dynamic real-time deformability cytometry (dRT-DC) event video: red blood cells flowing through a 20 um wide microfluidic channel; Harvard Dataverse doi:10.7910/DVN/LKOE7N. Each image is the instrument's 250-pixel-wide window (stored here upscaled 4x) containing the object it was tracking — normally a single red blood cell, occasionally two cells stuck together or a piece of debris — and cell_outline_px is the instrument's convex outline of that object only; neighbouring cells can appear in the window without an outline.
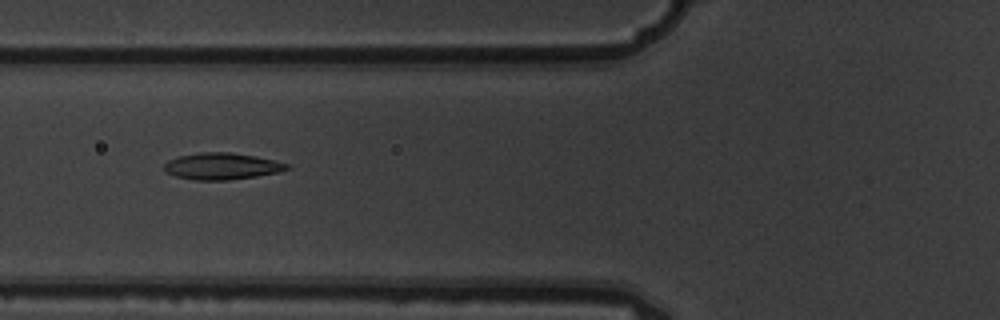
{"species": "common noctule bat (a hibernating species)", "species_latin": "Nyctalus noctula", "temperature_condition": "warm", "stored_images_in_passage": 10, "camera_frame_rate_fps": 3000, "um_per_image_px": 0.085, "animal": {"sex": "male", "body_mass_g": 19.5, "forearm_length_mm": 54.6}, "frame": {"image": 1, "passage_image": 6, "time_ms": 1.667, "image_size_px": [1000, 320], "cell_outline_px": [[292, 168], [280, 172], [256, 176], [228, 180], [196, 180], [176, 176], [168, 172], [164, 168], [164, 164], [168, 160], [180, 156], [200, 152], [232, 152], [256, 156], [292, 164]], "centroid_in_image_um": [18.93, 14.12], "position_along_channel_um": 106.9, "area_um2": 19.13}}
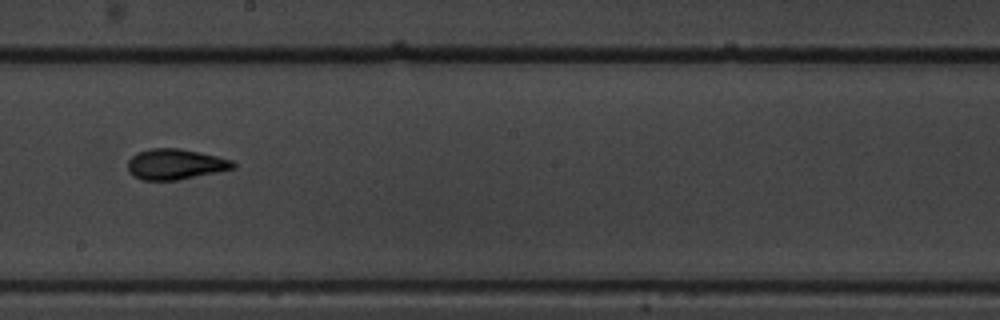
{"frame": {"image": 2, "passage_image": 9, "time_ms": 2.667, "image_size_px": [1000, 320], "cell_outline_px": [[236, 168], [176, 180], [140, 180], [132, 176], [128, 172], [128, 160], [136, 152], [148, 148], [180, 148], [200, 152], [232, 160], [236, 164]], "centroid_in_image_um": [14.86, 13.95], "position_along_channel_um": 233.3, "area_um2": 18.9}}
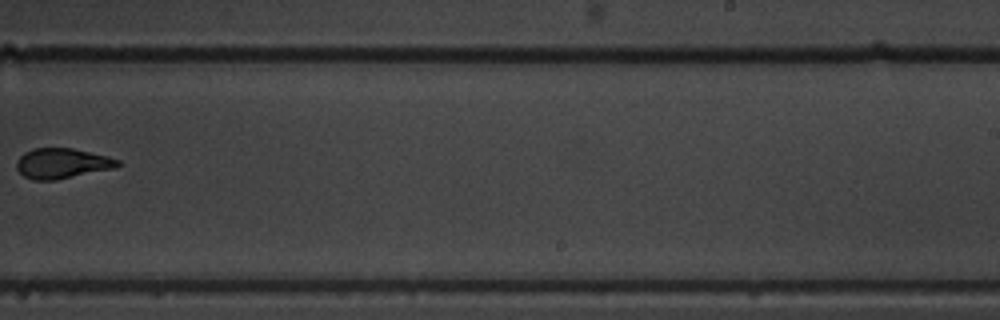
{"frame": {"image": 3, "passage_image": 10, "time_ms": 3.0, "image_size_px": [1000, 320], "cell_outline_px": [[120, 164], [112, 168], [56, 180], [32, 180], [24, 176], [16, 168], [16, 160], [24, 152], [32, 148], [72, 148], [108, 156], [120, 160]], "centroid_in_image_um": [5.23, 13.88], "position_along_channel_um": 283.8, "area_um2": 17.74}}